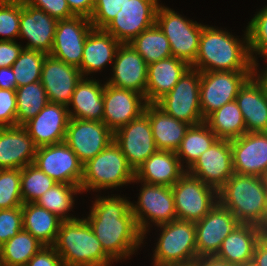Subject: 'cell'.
<instances>
[{"label": "cell", "mask_w": 267, "mask_h": 266, "mask_svg": "<svg viewBox=\"0 0 267 266\" xmlns=\"http://www.w3.org/2000/svg\"><path fill=\"white\" fill-rule=\"evenodd\" d=\"M252 264L254 266H267V231L255 245Z\"/></svg>", "instance_id": "52"}, {"label": "cell", "mask_w": 267, "mask_h": 266, "mask_svg": "<svg viewBox=\"0 0 267 266\" xmlns=\"http://www.w3.org/2000/svg\"><path fill=\"white\" fill-rule=\"evenodd\" d=\"M104 85L96 79L82 77L77 83L68 105L70 118L102 121ZM69 106H72L73 110H70Z\"/></svg>", "instance_id": "31"}, {"label": "cell", "mask_w": 267, "mask_h": 266, "mask_svg": "<svg viewBox=\"0 0 267 266\" xmlns=\"http://www.w3.org/2000/svg\"><path fill=\"white\" fill-rule=\"evenodd\" d=\"M21 1L0 2V40L15 41L19 37Z\"/></svg>", "instance_id": "44"}, {"label": "cell", "mask_w": 267, "mask_h": 266, "mask_svg": "<svg viewBox=\"0 0 267 266\" xmlns=\"http://www.w3.org/2000/svg\"><path fill=\"white\" fill-rule=\"evenodd\" d=\"M240 222L219 201L201 220L195 222L197 259L215 256L222 241Z\"/></svg>", "instance_id": "17"}, {"label": "cell", "mask_w": 267, "mask_h": 266, "mask_svg": "<svg viewBox=\"0 0 267 266\" xmlns=\"http://www.w3.org/2000/svg\"><path fill=\"white\" fill-rule=\"evenodd\" d=\"M200 71L190 67L156 105L177 120L196 125L205 121L200 107Z\"/></svg>", "instance_id": "9"}, {"label": "cell", "mask_w": 267, "mask_h": 266, "mask_svg": "<svg viewBox=\"0 0 267 266\" xmlns=\"http://www.w3.org/2000/svg\"><path fill=\"white\" fill-rule=\"evenodd\" d=\"M265 232L260 226L240 223L222 241L215 257L233 266L251 263L255 245Z\"/></svg>", "instance_id": "29"}, {"label": "cell", "mask_w": 267, "mask_h": 266, "mask_svg": "<svg viewBox=\"0 0 267 266\" xmlns=\"http://www.w3.org/2000/svg\"><path fill=\"white\" fill-rule=\"evenodd\" d=\"M46 53L24 49L12 65L17 87L41 80V72Z\"/></svg>", "instance_id": "40"}, {"label": "cell", "mask_w": 267, "mask_h": 266, "mask_svg": "<svg viewBox=\"0 0 267 266\" xmlns=\"http://www.w3.org/2000/svg\"><path fill=\"white\" fill-rule=\"evenodd\" d=\"M44 245L22 229L0 247V260L4 266H26Z\"/></svg>", "instance_id": "36"}, {"label": "cell", "mask_w": 267, "mask_h": 266, "mask_svg": "<svg viewBox=\"0 0 267 266\" xmlns=\"http://www.w3.org/2000/svg\"><path fill=\"white\" fill-rule=\"evenodd\" d=\"M159 5L158 0H128L104 30L121 44H128L155 25Z\"/></svg>", "instance_id": "12"}, {"label": "cell", "mask_w": 267, "mask_h": 266, "mask_svg": "<svg viewBox=\"0 0 267 266\" xmlns=\"http://www.w3.org/2000/svg\"><path fill=\"white\" fill-rule=\"evenodd\" d=\"M21 169L0 170V210L21 207Z\"/></svg>", "instance_id": "43"}, {"label": "cell", "mask_w": 267, "mask_h": 266, "mask_svg": "<svg viewBox=\"0 0 267 266\" xmlns=\"http://www.w3.org/2000/svg\"><path fill=\"white\" fill-rule=\"evenodd\" d=\"M157 227L162 229L153 254V266L183 265L197 260L194 222L176 219Z\"/></svg>", "instance_id": "6"}, {"label": "cell", "mask_w": 267, "mask_h": 266, "mask_svg": "<svg viewBox=\"0 0 267 266\" xmlns=\"http://www.w3.org/2000/svg\"><path fill=\"white\" fill-rule=\"evenodd\" d=\"M249 50L255 64V71H258L257 58L253 55H261L267 59V6L258 11L251 19L247 27Z\"/></svg>", "instance_id": "42"}, {"label": "cell", "mask_w": 267, "mask_h": 266, "mask_svg": "<svg viewBox=\"0 0 267 266\" xmlns=\"http://www.w3.org/2000/svg\"><path fill=\"white\" fill-rule=\"evenodd\" d=\"M144 112L148 115L157 149L176 152L191 125L166 114L156 104H147Z\"/></svg>", "instance_id": "32"}, {"label": "cell", "mask_w": 267, "mask_h": 266, "mask_svg": "<svg viewBox=\"0 0 267 266\" xmlns=\"http://www.w3.org/2000/svg\"><path fill=\"white\" fill-rule=\"evenodd\" d=\"M264 186L267 188V169L264 171L263 175L261 176Z\"/></svg>", "instance_id": "56"}, {"label": "cell", "mask_w": 267, "mask_h": 266, "mask_svg": "<svg viewBox=\"0 0 267 266\" xmlns=\"http://www.w3.org/2000/svg\"><path fill=\"white\" fill-rule=\"evenodd\" d=\"M176 216L197 222L217 204L218 191L187 172L171 186Z\"/></svg>", "instance_id": "8"}, {"label": "cell", "mask_w": 267, "mask_h": 266, "mask_svg": "<svg viewBox=\"0 0 267 266\" xmlns=\"http://www.w3.org/2000/svg\"><path fill=\"white\" fill-rule=\"evenodd\" d=\"M266 231H267V191H266Z\"/></svg>", "instance_id": "58"}, {"label": "cell", "mask_w": 267, "mask_h": 266, "mask_svg": "<svg viewBox=\"0 0 267 266\" xmlns=\"http://www.w3.org/2000/svg\"><path fill=\"white\" fill-rule=\"evenodd\" d=\"M237 266H254V265L251 262V263H248V264H242V265H237Z\"/></svg>", "instance_id": "60"}, {"label": "cell", "mask_w": 267, "mask_h": 266, "mask_svg": "<svg viewBox=\"0 0 267 266\" xmlns=\"http://www.w3.org/2000/svg\"><path fill=\"white\" fill-rule=\"evenodd\" d=\"M17 82L12 67L0 68V89L16 90Z\"/></svg>", "instance_id": "53"}, {"label": "cell", "mask_w": 267, "mask_h": 266, "mask_svg": "<svg viewBox=\"0 0 267 266\" xmlns=\"http://www.w3.org/2000/svg\"><path fill=\"white\" fill-rule=\"evenodd\" d=\"M23 229L44 246H53L62 220L36 203H23Z\"/></svg>", "instance_id": "33"}, {"label": "cell", "mask_w": 267, "mask_h": 266, "mask_svg": "<svg viewBox=\"0 0 267 266\" xmlns=\"http://www.w3.org/2000/svg\"><path fill=\"white\" fill-rule=\"evenodd\" d=\"M218 139L205 121L191 125L176 151L182 167L184 168L183 164L186 163L185 168L188 170L196 162L198 157L208 150Z\"/></svg>", "instance_id": "34"}, {"label": "cell", "mask_w": 267, "mask_h": 266, "mask_svg": "<svg viewBox=\"0 0 267 266\" xmlns=\"http://www.w3.org/2000/svg\"><path fill=\"white\" fill-rule=\"evenodd\" d=\"M235 101L247 132H267V89L256 74L239 89Z\"/></svg>", "instance_id": "25"}, {"label": "cell", "mask_w": 267, "mask_h": 266, "mask_svg": "<svg viewBox=\"0 0 267 266\" xmlns=\"http://www.w3.org/2000/svg\"><path fill=\"white\" fill-rule=\"evenodd\" d=\"M114 139V133L103 121L70 118L64 142L85 164Z\"/></svg>", "instance_id": "14"}, {"label": "cell", "mask_w": 267, "mask_h": 266, "mask_svg": "<svg viewBox=\"0 0 267 266\" xmlns=\"http://www.w3.org/2000/svg\"><path fill=\"white\" fill-rule=\"evenodd\" d=\"M57 21L45 11L21 2L19 38L28 40L23 48L50 54Z\"/></svg>", "instance_id": "24"}, {"label": "cell", "mask_w": 267, "mask_h": 266, "mask_svg": "<svg viewBox=\"0 0 267 266\" xmlns=\"http://www.w3.org/2000/svg\"><path fill=\"white\" fill-rule=\"evenodd\" d=\"M266 70H262L261 72L255 71V74L257 77L265 84V87L267 89V67L265 68Z\"/></svg>", "instance_id": "55"}, {"label": "cell", "mask_w": 267, "mask_h": 266, "mask_svg": "<svg viewBox=\"0 0 267 266\" xmlns=\"http://www.w3.org/2000/svg\"><path fill=\"white\" fill-rule=\"evenodd\" d=\"M13 1H22V0H0V2H13Z\"/></svg>", "instance_id": "59"}, {"label": "cell", "mask_w": 267, "mask_h": 266, "mask_svg": "<svg viewBox=\"0 0 267 266\" xmlns=\"http://www.w3.org/2000/svg\"><path fill=\"white\" fill-rule=\"evenodd\" d=\"M244 35V40H240L230 32L204 25L196 60L191 67L200 72L255 71L247 29Z\"/></svg>", "instance_id": "2"}, {"label": "cell", "mask_w": 267, "mask_h": 266, "mask_svg": "<svg viewBox=\"0 0 267 266\" xmlns=\"http://www.w3.org/2000/svg\"><path fill=\"white\" fill-rule=\"evenodd\" d=\"M23 229L21 207L0 210V247Z\"/></svg>", "instance_id": "46"}, {"label": "cell", "mask_w": 267, "mask_h": 266, "mask_svg": "<svg viewBox=\"0 0 267 266\" xmlns=\"http://www.w3.org/2000/svg\"><path fill=\"white\" fill-rule=\"evenodd\" d=\"M103 102L102 121L113 133L144 113L147 105L144 95L107 83L104 85Z\"/></svg>", "instance_id": "19"}, {"label": "cell", "mask_w": 267, "mask_h": 266, "mask_svg": "<svg viewBox=\"0 0 267 266\" xmlns=\"http://www.w3.org/2000/svg\"><path fill=\"white\" fill-rule=\"evenodd\" d=\"M185 173L176 152L157 150L136 169L133 182L171 187Z\"/></svg>", "instance_id": "28"}, {"label": "cell", "mask_w": 267, "mask_h": 266, "mask_svg": "<svg viewBox=\"0 0 267 266\" xmlns=\"http://www.w3.org/2000/svg\"><path fill=\"white\" fill-rule=\"evenodd\" d=\"M70 121L68 107L49 102L23 127L33 139L37 148L64 142Z\"/></svg>", "instance_id": "20"}, {"label": "cell", "mask_w": 267, "mask_h": 266, "mask_svg": "<svg viewBox=\"0 0 267 266\" xmlns=\"http://www.w3.org/2000/svg\"><path fill=\"white\" fill-rule=\"evenodd\" d=\"M168 266H196L195 262L190 264H183V265H168Z\"/></svg>", "instance_id": "57"}, {"label": "cell", "mask_w": 267, "mask_h": 266, "mask_svg": "<svg viewBox=\"0 0 267 266\" xmlns=\"http://www.w3.org/2000/svg\"><path fill=\"white\" fill-rule=\"evenodd\" d=\"M37 147L23 126L0 127V170L33 164Z\"/></svg>", "instance_id": "26"}, {"label": "cell", "mask_w": 267, "mask_h": 266, "mask_svg": "<svg viewBox=\"0 0 267 266\" xmlns=\"http://www.w3.org/2000/svg\"><path fill=\"white\" fill-rule=\"evenodd\" d=\"M82 77L79 68L47 54L43 62L40 82L49 102L68 107L76 85Z\"/></svg>", "instance_id": "21"}, {"label": "cell", "mask_w": 267, "mask_h": 266, "mask_svg": "<svg viewBox=\"0 0 267 266\" xmlns=\"http://www.w3.org/2000/svg\"><path fill=\"white\" fill-rule=\"evenodd\" d=\"M82 193L81 188L76 185L56 183L36 200V204L54 213L62 221H71L77 219L74 216L67 215L74 205V196Z\"/></svg>", "instance_id": "39"}, {"label": "cell", "mask_w": 267, "mask_h": 266, "mask_svg": "<svg viewBox=\"0 0 267 266\" xmlns=\"http://www.w3.org/2000/svg\"><path fill=\"white\" fill-rule=\"evenodd\" d=\"M15 92L16 126H23L49 103L47 93L40 81L17 87Z\"/></svg>", "instance_id": "37"}, {"label": "cell", "mask_w": 267, "mask_h": 266, "mask_svg": "<svg viewBox=\"0 0 267 266\" xmlns=\"http://www.w3.org/2000/svg\"><path fill=\"white\" fill-rule=\"evenodd\" d=\"M155 24L167 37L172 56L191 66L196 60L204 25L182 17L164 5L158 6Z\"/></svg>", "instance_id": "7"}, {"label": "cell", "mask_w": 267, "mask_h": 266, "mask_svg": "<svg viewBox=\"0 0 267 266\" xmlns=\"http://www.w3.org/2000/svg\"><path fill=\"white\" fill-rule=\"evenodd\" d=\"M147 70L148 64L139 53L129 43L121 44L113 62V76L106 83L145 96Z\"/></svg>", "instance_id": "23"}, {"label": "cell", "mask_w": 267, "mask_h": 266, "mask_svg": "<svg viewBox=\"0 0 267 266\" xmlns=\"http://www.w3.org/2000/svg\"><path fill=\"white\" fill-rule=\"evenodd\" d=\"M230 142L234 173L261 177L267 169V132H247Z\"/></svg>", "instance_id": "22"}, {"label": "cell", "mask_w": 267, "mask_h": 266, "mask_svg": "<svg viewBox=\"0 0 267 266\" xmlns=\"http://www.w3.org/2000/svg\"><path fill=\"white\" fill-rule=\"evenodd\" d=\"M69 9L75 16H92L95 0H66Z\"/></svg>", "instance_id": "51"}, {"label": "cell", "mask_w": 267, "mask_h": 266, "mask_svg": "<svg viewBox=\"0 0 267 266\" xmlns=\"http://www.w3.org/2000/svg\"><path fill=\"white\" fill-rule=\"evenodd\" d=\"M191 66L173 56L148 64L145 100L156 104L168 94Z\"/></svg>", "instance_id": "27"}, {"label": "cell", "mask_w": 267, "mask_h": 266, "mask_svg": "<svg viewBox=\"0 0 267 266\" xmlns=\"http://www.w3.org/2000/svg\"><path fill=\"white\" fill-rule=\"evenodd\" d=\"M26 266H64L61 257L53 246L41 248L26 264Z\"/></svg>", "instance_id": "49"}, {"label": "cell", "mask_w": 267, "mask_h": 266, "mask_svg": "<svg viewBox=\"0 0 267 266\" xmlns=\"http://www.w3.org/2000/svg\"><path fill=\"white\" fill-rule=\"evenodd\" d=\"M57 182L40 170L35 164L21 169V195L23 203H35L47 190Z\"/></svg>", "instance_id": "41"}, {"label": "cell", "mask_w": 267, "mask_h": 266, "mask_svg": "<svg viewBox=\"0 0 267 266\" xmlns=\"http://www.w3.org/2000/svg\"><path fill=\"white\" fill-rule=\"evenodd\" d=\"M255 71L200 72V107L205 120L223 105L235 101L239 89Z\"/></svg>", "instance_id": "10"}, {"label": "cell", "mask_w": 267, "mask_h": 266, "mask_svg": "<svg viewBox=\"0 0 267 266\" xmlns=\"http://www.w3.org/2000/svg\"><path fill=\"white\" fill-rule=\"evenodd\" d=\"M142 185L137 204L131 203L130 206L138 228L145 238L151 222L158 226L176 220L177 216L170 186L147 183Z\"/></svg>", "instance_id": "11"}, {"label": "cell", "mask_w": 267, "mask_h": 266, "mask_svg": "<svg viewBox=\"0 0 267 266\" xmlns=\"http://www.w3.org/2000/svg\"><path fill=\"white\" fill-rule=\"evenodd\" d=\"M16 92L0 89V127L16 126Z\"/></svg>", "instance_id": "47"}, {"label": "cell", "mask_w": 267, "mask_h": 266, "mask_svg": "<svg viewBox=\"0 0 267 266\" xmlns=\"http://www.w3.org/2000/svg\"><path fill=\"white\" fill-rule=\"evenodd\" d=\"M33 164L57 183L80 187L83 163L65 142L37 148Z\"/></svg>", "instance_id": "13"}, {"label": "cell", "mask_w": 267, "mask_h": 266, "mask_svg": "<svg viewBox=\"0 0 267 266\" xmlns=\"http://www.w3.org/2000/svg\"><path fill=\"white\" fill-rule=\"evenodd\" d=\"M186 172L219 191L234 174L230 140L218 139Z\"/></svg>", "instance_id": "18"}, {"label": "cell", "mask_w": 267, "mask_h": 266, "mask_svg": "<svg viewBox=\"0 0 267 266\" xmlns=\"http://www.w3.org/2000/svg\"><path fill=\"white\" fill-rule=\"evenodd\" d=\"M266 191L261 177L234 173L218 191V200L240 223L266 231Z\"/></svg>", "instance_id": "4"}, {"label": "cell", "mask_w": 267, "mask_h": 266, "mask_svg": "<svg viewBox=\"0 0 267 266\" xmlns=\"http://www.w3.org/2000/svg\"><path fill=\"white\" fill-rule=\"evenodd\" d=\"M53 248L64 266H110L114 262L85 218L62 221Z\"/></svg>", "instance_id": "3"}, {"label": "cell", "mask_w": 267, "mask_h": 266, "mask_svg": "<svg viewBox=\"0 0 267 266\" xmlns=\"http://www.w3.org/2000/svg\"><path fill=\"white\" fill-rule=\"evenodd\" d=\"M195 264L196 266H233L215 256L200 257L195 261Z\"/></svg>", "instance_id": "54"}, {"label": "cell", "mask_w": 267, "mask_h": 266, "mask_svg": "<svg viewBox=\"0 0 267 266\" xmlns=\"http://www.w3.org/2000/svg\"><path fill=\"white\" fill-rule=\"evenodd\" d=\"M205 122L219 139L232 140L247 133L243 115L236 101L215 110Z\"/></svg>", "instance_id": "35"}, {"label": "cell", "mask_w": 267, "mask_h": 266, "mask_svg": "<svg viewBox=\"0 0 267 266\" xmlns=\"http://www.w3.org/2000/svg\"><path fill=\"white\" fill-rule=\"evenodd\" d=\"M129 44L147 64L172 56L170 43L156 24L142 31Z\"/></svg>", "instance_id": "38"}, {"label": "cell", "mask_w": 267, "mask_h": 266, "mask_svg": "<svg viewBox=\"0 0 267 266\" xmlns=\"http://www.w3.org/2000/svg\"><path fill=\"white\" fill-rule=\"evenodd\" d=\"M128 0H95L90 22L93 28L104 29Z\"/></svg>", "instance_id": "45"}, {"label": "cell", "mask_w": 267, "mask_h": 266, "mask_svg": "<svg viewBox=\"0 0 267 266\" xmlns=\"http://www.w3.org/2000/svg\"><path fill=\"white\" fill-rule=\"evenodd\" d=\"M113 140L120 147L134 171L158 150L148 115L145 112L117 129Z\"/></svg>", "instance_id": "16"}, {"label": "cell", "mask_w": 267, "mask_h": 266, "mask_svg": "<svg viewBox=\"0 0 267 266\" xmlns=\"http://www.w3.org/2000/svg\"><path fill=\"white\" fill-rule=\"evenodd\" d=\"M21 2L39 8L57 20L75 16L69 9L66 0H22Z\"/></svg>", "instance_id": "48"}, {"label": "cell", "mask_w": 267, "mask_h": 266, "mask_svg": "<svg viewBox=\"0 0 267 266\" xmlns=\"http://www.w3.org/2000/svg\"><path fill=\"white\" fill-rule=\"evenodd\" d=\"M92 28L90 18L84 16L58 20L49 55L79 68L83 58L85 41Z\"/></svg>", "instance_id": "15"}, {"label": "cell", "mask_w": 267, "mask_h": 266, "mask_svg": "<svg viewBox=\"0 0 267 266\" xmlns=\"http://www.w3.org/2000/svg\"><path fill=\"white\" fill-rule=\"evenodd\" d=\"M120 45L121 43L104 29L92 28L86 38L79 67L82 76L85 78L90 73L100 71L107 63L113 64Z\"/></svg>", "instance_id": "30"}, {"label": "cell", "mask_w": 267, "mask_h": 266, "mask_svg": "<svg viewBox=\"0 0 267 266\" xmlns=\"http://www.w3.org/2000/svg\"><path fill=\"white\" fill-rule=\"evenodd\" d=\"M131 202L124 197L97 198L86 221L103 250L114 260L127 259L143 243V234L131 212Z\"/></svg>", "instance_id": "1"}, {"label": "cell", "mask_w": 267, "mask_h": 266, "mask_svg": "<svg viewBox=\"0 0 267 266\" xmlns=\"http://www.w3.org/2000/svg\"><path fill=\"white\" fill-rule=\"evenodd\" d=\"M135 171L114 140L94 158L83 164V177L80 183L82 193L88 190H101L122 187L133 182Z\"/></svg>", "instance_id": "5"}, {"label": "cell", "mask_w": 267, "mask_h": 266, "mask_svg": "<svg viewBox=\"0 0 267 266\" xmlns=\"http://www.w3.org/2000/svg\"><path fill=\"white\" fill-rule=\"evenodd\" d=\"M22 50L23 47L16 41L0 40V68L12 67Z\"/></svg>", "instance_id": "50"}]
</instances>
